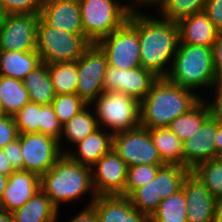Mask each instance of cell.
<instances>
[{
    "instance_id": "1",
    "label": "cell",
    "mask_w": 222,
    "mask_h": 222,
    "mask_svg": "<svg viewBox=\"0 0 222 222\" xmlns=\"http://www.w3.org/2000/svg\"><path fill=\"white\" fill-rule=\"evenodd\" d=\"M127 21L138 31L141 67L157 78L166 77L170 70L164 66L171 58L173 61L180 42L178 23L153 19L139 11L130 13Z\"/></svg>"
},
{
    "instance_id": "2",
    "label": "cell",
    "mask_w": 222,
    "mask_h": 222,
    "mask_svg": "<svg viewBox=\"0 0 222 222\" xmlns=\"http://www.w3.org/2000/svg\"><path fill=\"white\" fill-rule=\"evenodd\" d=\"M201 99L193 90L173 84L166 77H159L140 102V125L145 129L168 127Z\"/></svg>"
},
{
    "instance_id": "3",
    "label": "cell",
    "mask_w": 222,
    "mask_h": 222,
    "mask_svg": "<svg viewBox=\"0 0 222 222\" xmlns=\"http://www.w3.org/2000/svg\"><path fill=\"white\" fill-rule=\"evenodd\" d=\"M40 190L58 210L61 202H71L88 191L92 192L90 204L97 198L92 184V168L72 160L67 154L40 176Z\"/></svg>"
},
{
    "instance_id": "4",
    "label": "cell",
    "mask_w": 222,
    "mask_h": 222,
    "mask_svg": "<svg viewBox=\"0 0 222 222\" xmlns=\"http://www.w3.org/2000/svg\"><path fill=\"white\" fill-rule=\"evenodd\" d=\"M166 78L190 90L218 86L222 81L215 74L212 47L179 44Z\"/></svg>"
},
{
    "instance_id": "5",
    "label": "cell",
    "mask_w": 222,
    "mask_h": 222,
    "mask_svg": "<svg viewBox=\"0 0 222 222\" xmlns=\"http://www.w3.org/2000/svg\"><path fill=\"white\" fill-rule=\"evenodd\" d=\"M85 37L97 43L120 28L130 13L137 11L134 4L121 5L114 0H78Z\"/></svg>"
},
{
    "instance_id": "6",
    "label": "cell",
    "mask_w": 222,
    "mask_h": 222,
    "mask_svg": "<svg viewBox=\"0 0 222 222\" xmlns=\"http://www.w3.org/2000/svg\"><path fill=\"white\" fill-rule=\"evenodd\" d=\"M91 44L85 35L51 27L39 18L36 51L43 63L77 61Z\"/></svg>"
},
{
    "instance_id": "7",
    "label": "cell",
    "mask_w": 222,
    "mask_h": 222,
    "mask_svg": "<svg viewBox=\"0 0 222 222\" xmlns=\"http://www.w3.org/2000/svg\"><path fill=\"white\" fill-rule=\"evenodd\" d=\"M93 103L98 127L106 125L112 134L140 126V102L131 96L117 91L102 92Z\"/></svg>"
},
{
    "instance_id": "8",
    "label": "cell",
    "mask_w": 222,
    "mask_h": 222,
    "mask_svg": "<svg viewBox=\"0 0 222 222\" xmlns=\"http://www.w3.org/2000/svg\"><path fill=\"white\" fill-rule=\"evenodd\" d=\"M96 44L105 53L108 65L122 70L141 67L138 31L128 21Z\"/></svg>"
},
{
    "instance_id": "9",
    "label": "cell",
    "mask_w": 222,
    "mask_h": 222,
    "mask_svg": "<svg viewBox=\"0 0 222 222\" xmlns=\"http://www.w3.org/2000/svg\"><path fill=\"white\" fill-rule=\"evenodd\" d=\"M112 150L128 167L141 164H165L151 140L149 130L141 125L113 134Z\"/></svg>"
},
{
    "instance_id": "10",
    "label": "cell",
    "mask_w": 222,
    "mask_h": 222,
    "mask_svg": "<svg viewBox=\"0 0 222 222\" xmlns=\"http://www.w3.org/2000/svg\"><path fill=\"white\" fill-rule=\"evenodd\" d=\"M107 67V57L95 43H92L77 60L78 84L76 94L87 105H91L104 92L103 82Z\"/></svg>"
},
{
    "instance_id": "11",
    "label": "cell",
    "mask_w": 222,
    "mask_h": 222,
    "mask_svg": "<svg viewBox=\"0 0 222 222\" xmlns=\"http://www.w3.org/2000/svg\"><path fill=\"white\" fill-rule=\"evenodd\" d=\"M23 170L45 174L63 155L59 142L42 133L20 134Z\"/></svg>"
},
{
    "instance_id": "12",
    "label": "cell",
    "mask_w": 222,
    "mask_h": 222,
    "mask_svg": "<svg viewBox=\"0 0 222 222\" xmlns=\"http://www.w3.org/2000/svg\"><path fill=\"white\" fill-rule=\"evenodd\" d=\"M40 14H8L0 23V51L36 50Z\"/></svg>"
},
{
    "instance_id": "13",
    "label": "cell",
    "mask_w": 222,
    "mask_h": 222,
    "mask_svg": "<svg viewBox=\"0 0 222 222\" xmlns=\"http://www.w3.org/2000/svg\"><path fill=\"white\" fill-rule=\"evenodd\" d=\"M157 77L142 67L122 70L108 65L104 75V92L117 91L141 102Z\"/></svg>"
},
{
    "instance_id": "14",
    "label": "cell",
    "mask_w": 222,
    "mask_h": 222,
    "mask_svg": "<svg viewBox=\"0 0 222 222\" xmlns=\"http://www.w3.org/2000/svg\"><path fill=\"white\" fill-rule=\"evenodd\" d=\"M94 167L92 184L97 197L124 196L128 166L113 150L103 155Z\"/></svg>"
},
{
    "instance_id": "15",
    "label": "cell",
    "mask_w": 222,
    "mask_h": 222,
    "mask_svg": "<svg viewBox=\"0 0 222 222\" xmlns=\"http://www.w3.org/2000/svg\"><path fill=\"white\" fill-rule=\"evenodd\" d=\"M181 189L188 207V222H213L216 198L192 171L185 177Z\"/></svg>"
},
{
    "instance_id": "16",
    "label": "cell",
    "mask_w": 222,
    "mask_h": 222,
    "mask_svg": "<svg viewBox=\"0 0 222 222\" xmlns=\"http://www.w3.org/2000/svg\"><path fill=\"white\" fill-rule=\"evenodd\" d=\"M40 17L51 27L85 35L78 0H45Z\"/></svg>"
},
{
    "instance_id": "17",
    "label": "cell",
    "mask_w": 222,
    "mask_h": 222,
    "mask_svg": "<svg viewBox=\"0 0 222 222\" xmlns=\"http://www.w3.org/2000/svg\"><path fill=\"white\" fill-rule=\"evenodd\" d=\"M216 120L211 116L192 137L183 141V167L192 170L201 162L216 158Z\"/></svg>"
},
{
    "instance_id": "18",
    "label": "cell",
    "mask_w": 222,
    "mask_h": 222,
    "mask_svg": "<svg viewBox=\"0 0 222 222\" xmlns=\"http://www.w3.org/2000/svg\"><path fill=\"white\" fill-rule=\"evenodd\" d=\"M39 190V175L26 170H15L8 177L0 207L12 213L22 207Z\"/></svg>"
},
{
    "instance_id": "19",
    "label": "cell",
    "mask_w": 222,
    "mask_h": 222,
    "mask_svg": "<svg viewBox=\"0 0 222 222\" xmlns=\"http://www.w3.org/2000/svg\"><path fill=\"white\" fill-rule=\"evenodd\" d=\"M91 205L96 209L98 222H149L123 195L98 196Z\"/></svg>"
},
{
    "instance_id": "20",
    "label": "cell",
    "mask_w": 222,
    "mask_h": 222,
    "mask_svg": "<svg viewBox=\"0 0 222 222\" xmlns=\"http://www.w3.org/2000/svg\"><path fill=\"white\" fill-rule=\"evenodd\" d=\"M177 23L179 44L213 46L218 29L204 11L184 17Z\"/></svg>"
},
{
    "instance_id": "21",
    "label": "cell",
    "mask_w": 222,
    "mask_h": 222,
    "mask_svg": "<svg viewBox=\"0 0 222 222\" xmlns=\"http://www.w3.org/2000/svg\"><path fill=\"white\" fill-rule=\"evenodd\" d=\"M98 127L81 142L77 143V152L65 151L72 160L93 168L95 163L105 154L109 153L113 147V134L104 132ZM77 153V154H76Z\"/></svg>"
},
{
    "instance_id": "22",
    "label": "cell",
    "mask_w": 222,
    "mask_h": 222,
    "mask_svg": "<svg viewBox=\"0 0 222 222\" xmlns=\"http://www.w3.org/2000/svg\"><path fill=\"white\" fill-rule=\"evenodd\" d=\"M43 62L36 50L0 51V76L23 80Z\"/></svg>"
},
{
    "instance_id": "23",
    "label": "cell",
    "mask_w": 222,
    "mask_h": 222,
    "mask_svg": "<svg viewBox=\"0 0 222 222\" xmlns=\"http://www.w3.org/2000/svg\"><path fill=\"white\" fill-rule=\"evenodd\" d=\"M13 222H56L58 209L41 190L12 212Z\"/></svg>"
},
{
    "instance_id": "24",
    "label": "cell",
    "mask_w": 222,
    "mask_h": 222,
    "mask_svg": "<svg viewBox=\"0 0 222 222\" xmlns=\"http://www.w3.org/2000/svg\"><path fill=\"white\" fill-rule=\"evenodd\" d=\"M23 84L29 92L30 102L49 105L56 96L46 63L31 71L23 79Z\"/></svg>"
},
{
    "instance_id": "25",
    "label": "cell",
    "mask_w": 222,
    "mask_h": 222,
    "mask_svg": "<svg viewBox=\"0 0 222 222\" xmlns=\"http://www.w3.org/2000/svg\"><path fill=\"white\" fill-rule=\"evenodd\" d=\"M210 117L209 107L205 99H201L187 113L178 116L168 128L182 141L192 137Z\"/></svg>"
},
{
    "instance_id": "26",
    "label": "cell",
    "mask_w": 222,
    "mask_h": 222,
    "mask_svg": "<svg viewBox=\"0 0 222 222\" xmlns=\"http://www.w3.org/2000/svg\"><path fill=\"white\" fill-rule=\"evenodd\" d=\"M150 137L165 164L183 166V141L168 127L148 129Z\"/></svg>"
},
{
    "instance_id": "27",
    "label": "cell",
    "mask_w": 222,
    "mask_h": 222,
    "mask_svg": "<svg viewBox=\"0 0 222 222\" xmlns=\"http://www.w3.org/2000/svg\"><path fill=\"white\" fill-rule=\"evenodd\" d=\"M0 100L5 114L14 116L24 105L30 102V96L23 80L0 76Z\"/></svg>"
},
{
    "instance_id": "28",
    "label": "cell",
    "mask_w": 222,
    "mask_h": 222,
    "mask_svg": "<svg viewBox=\"0 0 222 222\" xmlns=\"http://www.w3.org/2000/svg\"><path fill=\"white\" fill-rule=\"evenodd\" d=\"M48 72L56 95L76 93L78 84L77 61L48 64Z\"/></svg>"
},
{
    "instance_id": "29",
    "label": "cell",
    "mask_w": 222,
    "mask_h": 222,
    "mask_svg": "<svg viewBox=\"0 0 222 222\" xmlns=\"http://www.w3.org/2000/svg\"><path fill=\"white\" fill-rule=\"evenodd\" d=\"M187 204L181 189L162 199L158 209L150 216L149 222H188Z\"/></svg>"
},
{
    "instance_id": "30",
    "label": "cell",
    "mask_w": 222,
    "mask_h": 222,
    "mask_svg": "<svg viewBox=\"0 0 222 222\" xmlns=\"http://www.w3.org/2000/svg\"><path fill=\"white\" fill-rule=\"evenodd\" d=\"M89 105L62 125V134L73 144L85 139L98 128L97 118L87 110Z\"/></svg>"
},
{
    "instance_id": "31",
    "label": "cell",
    "mask_w": 222,
    "mask_h": 222,
    "mask_svg": "<svg viewBox=\"0 0 222 222\" xmlns=\"http://www.w3.org/2000/svg\"><path fill=\"white\" fill-rule=\"evenodd\" d=\"M191 170L176 164H164L157 172L158 195L165 199L182 188L183 181Z\"/></svg>"
},
{
    "instance_id": "32",
    "label": "cell",
    "mask_w": 222,
    "mask_h": 222,
    "mask_svg": "<svg viewBox=\"0 0 222 222\" xmlns=\"http://www.w3.org/2000/svg\"><path fill=\"white\" fill-rule=\"evenodd\" d=\"M215 197H222V161L218 158L204 161L191 170Z\"/></svg>"
},
{
    "instance_id": "33",
    "label": "cell",
    "mask_w": 222,
    "mask_h": 222,
    "mask_svg": "<svg viewBox=\"0 0 222 222\" xmlns=\"http://www.w3.org/2000/svg\"><path fill=\"white\" fill-rule=\"evenodd\" d=\"M128 198L134 208L150 218L162 200L158 195L157 174L153 180L136 189Z\"/></svg>"
},
{
    "instance_id": "34",
    "label": "cell",
    "mask_w": 222,
    "mask_h": 222,
    "mask_svg": "<svg viewBox=\"0 0 222 222\" xmlns=\"http://www.w3.org/2000/svg\"><path fill=\"white\" fill-rule=\"evenodd\" d=\"M206 2L207 0H163L159 9L163 19L178 22L184 17L204 11Z\"/></svg>"
},
{
    "instance_id": "35",
    "label": "cell",
    "mask_w": 222,
    "mask_h": 222,
    "mask_svg": "<svg viewBox=\"0 0 222 222\" xmlns=\"http://www.w3.org/2000/svg\"><path fill=\"white\" fill-rule=\"evenodd\" d=\"M51 105L61 125H64L87 106L76 93L56 95Z\"/></svg>"
},
{
    "instance_id": "36",
    "label": "cell",
    "mask_w": 222,
    "mask_h": 222,
    "mask_svg": "<svg viewBox=\"0 0 222 222\" xmlns=\"http://www.w3.org/2000/svg\"><path fill=\"white\" fill-rule=\"evenodd\" d=\"M163 165H133L128 167L124 196L129 197L136 189L149 183L156 177Z\"/></svg>"
},
{
    "instance_id": "37",
    "label": "cell",
    "mask_w": 222,
    "mask_h": 222,
    "mask_svg": "<svg viewBox=\"0 0 222 222\" xmlns=\"http://www.w3.org/2000/svg\"><path fill=\"white\" fill-rule=\"evenodd\" d=\"M13 118L19 134L40 133V104L27 103Z\"/></svg>"
},
{
    "instance_id": "38",
    "label": "cell",
    "mask_w": 222,
    "mask_h": 222,
    "mask_svg": "<svg viewBox=\"0 0 222 222\" xmlns=\"http://www.w3.org/2000/svg\"><path fill=\"white\" fill-rule=\"evenodd\" d=\"M40 133L56 139L62 151L60 144L62 125L59 123L51 104L40 105Z\"/></svg>"
},
{
    "instance_id": "39",
    "label": "cell",
    "mask_w": 222,
    "mask_h": 222,
    "mask_svg": "<svg viewBox=\"0 0 222 222\" xmlns=\"http://www.w3.org/2000/svg\"><path fill=\"white\" fill-rule=\"evenodd\" d=\"M45 0H3L9 14H40Z\"/></svg>"
},
{
    "instance_id": "40",
    "label": "cell",
    "mask_w": 222,
    "mask_h": 222,
    "mask_svg": "<svg viewBox=\"0 0 222 222\" xmlns=\"http://www.w3.org/2000/svg\"><path fill=\"white\" fill-rule=\"evenodd\" d=\"M19 136L13 116L0 117V149L17 139Z\"/></svg>"
},
{
    "instance_id": "41",
    "label": "cell",
    "mask_w": 222,
    "mask_h": 222,
    "mask_svg": "<svg viewBox=\"0 0 222 222\" xmlns=\"http://www.w3.org/2000/svg\"><path fill=\"white\" fill-rule=\"evenodd\" d=\"M2 150L15 170H23V156L20 146V134L17 139L7 144Z\"/></svg>"
},
{
    "instance_id": "42",
    "label": "cell",
    "mask_w": 222,
    "mask_h": 222,
    "mask_svg": "<svg viewBox=\"0 0 222 222\" xmlns=\"http://www.w3.org/2000/svg\"><path fill=\"white\" fill-rule=\"evenodd\" d=\"M204 12L218 30L222 28V0H207Z\"/></svg>"
},
{
    "instance_id": "43",
    "label": "cell",
    "mask_w": 222,
    "mask_h": 222,
    "mask_svg": "<svg viewBox=\"0 0 222 222\" xmlns=\"http://www.w3.org/2000/svg\"><path fill=\"white\" fill-rule=\"evenodd\" d=\"M212 55L215 74L222 81V28L217 31V37L212 46Z\"/></svg>"
},
{
    "instance_id": "44",
    "label": "cell",
    "mask_w": 222,
    "mask_h": 222,
    "mask_svg": "<svg viewBox=\"0 0 222 222\" xmlns=\"http://www.w3.org/2000/svg\"><path fill=\"white\" fill-rule=\"evenodd\" d=\"M214 89L217 94L214 98L215 100L210 104H208V101L207 105L209 107L210 116L218 123L222 124V83L214 87Z\"/></svg>"
},
{
    "instance_id": "45",
    "label": "cell",
    "mask_w": 222,
    "mask_h": 222,
    "mask_svg": "<svg viewBox=\"0 0 222 222\" xmlns=\"http://www.w3.org/2000/svg\"><path fill=\"white\" fill-rule=\"evenodd\" d=\"M69 222H98L96 209L91 204H88L83 211Z\"/></svg>"
},
{
    "instance_id": "46",
    "label": "cell",
    "mask_w": 222,
    "mask_h": 222,
    "mask_svg": "<svg viewBox=\"0 0 222 222\" xmlns=\"http://www.w3.org/2000/svg\"><path fill=\"white\" fill-rule=\"evenodd\" d=\"M15 169L12 167L11 163L8 161L7 156L4 151L0 149V174L4 176H9L13 173Z\"/></svg>"
},
{
    "instance_id": "47",
    "label": "cell",
    "mask_w": 222,
    "mask_h": 222,
    "mask_svg": "<svg viewBox=\"0 0 222 222\" xmlns=\"http://www.w3.org/2000/svg\"><path fill=\"white\" fill-rule=\"evenodd\" d=\"M215 146H216V158L222 153V124L216 121V135H215Z\"/></svg>"
},
{
    "instance_id": "48",
    "label": "cell",
    "mask_w": 222,
    "mask_h": 222,
    "mask_svg": "<svg viewBox=\"0 0 222 222\" xmlns=\"http://www.w3.org/2000/svg\"><path fill=\"white\" fill-rule=\"evenodd\" d=\"M213 222H222V197L216 198Z\"/></svg>"
},
{
    "instance_id": "49",
    "label": "cell",
    "mask_w": 222,
    "mask_h": 222,
    "mask_svg": "<svg viewBox=\"0 0 222 222\" xmlns=\"http://www.w3.org/2000/svg\"><path fill=\"white\" fill-rule=\"evenodd\" d=\"M0 222H13V214L0 207Z\"/></svg>"
},
{
    "instance_id": "50",
    "label": "cell",
    "mask_w": 222,
    "mask_h": 222,
    "mask_svg": "<svg viewBox=\"0 0 222 222\" xmlns=\"http://www.w3.org/2000/svg\"><path fill=\"white\" fill-rule=\"evenodd\" d=\"M8 177L9 176H4V175H1L0 174V201L2 199V196H3V192L7 186V183H8Z\"/></svg>"
},
{
    "instance_id": "51",
    "label": "cell",
    "mask_w": 222,
    "mask_h": 222,
    "mask_svg": "<svg viewBox=\"0 0 222 222\" xmlns=\"http://www.w3.org/2000/svg\"><path fill=\"white\" fill-rule=\"evenodd\" d=\"M134 3L136 2L137 3V5H139V3L142 5V4H145V5H148V4H152V5H160L162 2H163V0H135V1H133Z\"/></svg>"
},
{
    "instance_id": "52",
    "label": "cell",
    "mask_w": 222,
    "mask_h": 222,
    "mask_svg": "<svg viewBox=\"0 0 222 222\" xmlns=\"http://www.w3.org/2000/svg\"><path fill=\"white\" fill-rule=\"evenodd\" d=\"M8 11L4 5L3 0H0V23L7 17Z\"/></svg>"
},
{
    "instance_id": "53",
    "label": "cell",
    "mask_w": 222,
    "mask_h": 222,
    "mask_svg": "<svg viewBox=\"0 0 222 222\" xmlns=\"http://www.w3.org/2000/svg\"><path fill=\"white\" fill-rule=\"evenodd\" d=\"M2 116H6V114H5V110H4L3 104H2V102L0 100V117H2Z\"/></svg>"
},
{
    "instance_id": "54",
    "label": "cell",
    "mask_w": 222,
    "mask_h": 222,
    "mask_svg": "<svg viewBox=\"0 0 222 222\" xmlns=\"http://www.w3.org/2000/svg\"><path fill=\"white\" fill-rule=\"evenodd\" d=\"M218 159L222 161V153L219 154Z\"/></svg>"
}]
</instances>
